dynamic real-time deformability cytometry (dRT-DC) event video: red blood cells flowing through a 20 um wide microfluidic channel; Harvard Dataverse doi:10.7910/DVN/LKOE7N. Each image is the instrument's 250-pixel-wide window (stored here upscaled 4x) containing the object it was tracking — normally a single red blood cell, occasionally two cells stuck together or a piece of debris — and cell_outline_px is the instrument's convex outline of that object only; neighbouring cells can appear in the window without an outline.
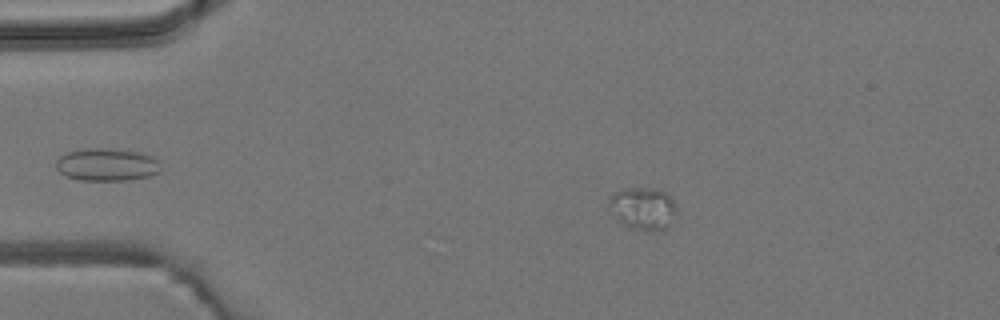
{"species": "common noctule bat (a hibernating species)", "species_latin": "Nyctalus noctula", "temperature_condition": "room temperature", "stored_images_in_passage": 8, "camera_frame_rate_fps": 3000, "um_per_image_px": 0.085, "animal": {"sex": "male", "body_mass_g": 19.2, "forearm_length_mm": 51.8}, "frame": {"image": 1, "passage_image": 3, "time_ms": 2.333, "image_size_px": [1000, 320], "cell_outline_px": [[676, 212], [668, 228], [652, 232], [648, 232], [632, 228], [624, 224], [608, 208], [608, 200], [616, 192], [624, 188], [648, 188], [664, 192], [676, 204]], "centroid_in_image_um": [54.66, 17.74], "position_along_channel_um": 30.3, "area_um2": 16.59}}